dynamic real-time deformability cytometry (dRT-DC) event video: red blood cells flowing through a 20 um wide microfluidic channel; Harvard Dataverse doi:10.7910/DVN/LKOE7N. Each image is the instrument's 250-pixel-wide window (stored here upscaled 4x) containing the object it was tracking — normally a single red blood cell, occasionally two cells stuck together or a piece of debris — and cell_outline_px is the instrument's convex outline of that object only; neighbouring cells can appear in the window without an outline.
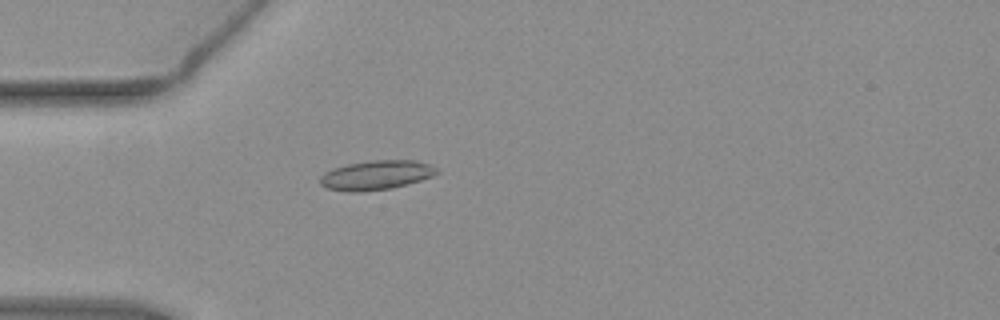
{"species": "common noctule bat (a hibernating species)", "species_latin": "Nyctalus noctula", "temperature_condition": "warm", "stored_images_in_passage": 39, "camera_frame_rate_fps": 3000, "um_per_image_px": 0.085, "animal": {"sex": "female", "body_mass_g": 19.3, "forearm_length_mm": 54.1}, "frame": {"image": 1, "passage_image": 1, "time_ms": 0.0, "image_size_px": [1000, 320], "cell_outline_px": [[440, 172], [432, 176], [420, 180], [392, 188], [356, 192], [348, 192], [328, 188], [320, 184], [320, 176], [324, 172], [332, 168], [348, 164], [372, 160], [416, 160], [428, 164], [436, 168]], "centroid_in_image_um": [31.96, 14.88], "position_along_channel_um": 53.0, "area_um2": 19.88}}
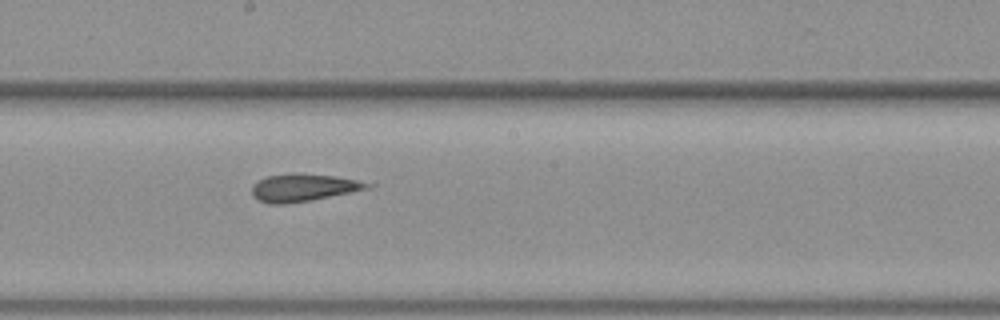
{"frame": {"image": 2, "passage_image": 15, "time_ms": 4.667, "image_size_px": [1000, 320], "cell_outline_px": [[376, 184], [372, 188], [312, 200], [288, 204], [268, 204], [256, 200], [252, 196], [252, 184], [268, 176], [292, 172], [296, 172], [336, 176]], "centroid_in_image_um": [25.79, 15.95], "position_along_channel_um": 222.4, "area_um2": 18.96}}
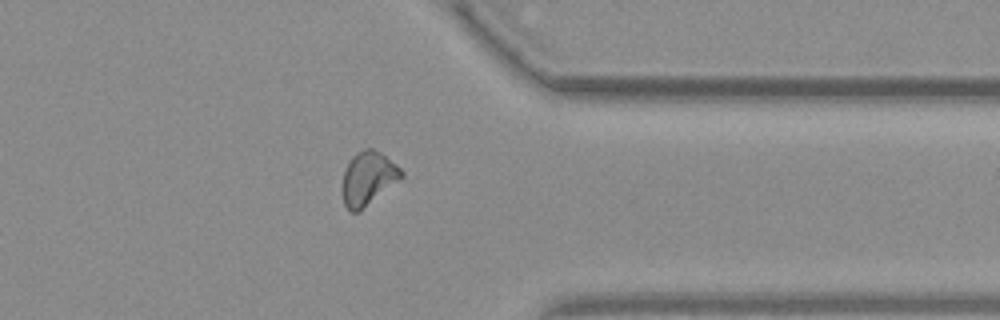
{"frame": {"image": 3, "passage_image": 28, "time_ms": 9.0, "image_size_px": [1000, 320], "cell_outline_px": [[404, 176], [360, 212], [348, 212], [344, 204], [340, 188], [344, 172], [352, 156], [356, 152], [364, 148], [372, 148], [380, 152], [396, 164], [404, 172]], "centroid_in_image_um": [31.26, 15.19], "position_along_channel_um": 380.1, "area_um2": 18.73}, "authors_computed_cell_mechanics": {"area_um2": 18.4382, "velocity_mm_per_s": 3.8347, "shape_relaxation_time_tau1_ms": null, "shape_relaxation_time_tau2_ms": 2.211, "deformation_change_tau1": null, "deformation_change_tau2": 0.127}}